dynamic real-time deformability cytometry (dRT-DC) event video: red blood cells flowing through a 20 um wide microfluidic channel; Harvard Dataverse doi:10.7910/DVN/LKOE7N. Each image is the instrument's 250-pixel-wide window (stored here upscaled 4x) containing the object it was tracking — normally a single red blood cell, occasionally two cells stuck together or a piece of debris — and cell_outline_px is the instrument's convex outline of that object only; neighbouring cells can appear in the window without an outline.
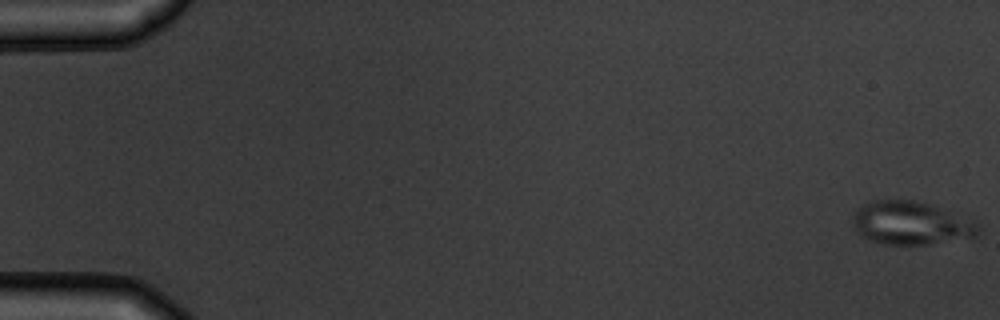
{"species": "common noctule bat (a hibernating species)", "species_latin": "Nyctalus noctula", "temperature_condition": "warm", "stored_images_in_passage": 7, "camera_frame_rate_fps": 3000, "um_per_image_px": 0.085, "animal": {"sex": "male", "body_mass_g": 19.5, "forearm_length_mm": 54.6}, "frame": {"image": 1, "passage_image": 1, "time_ms": 0.0, "image_size_px": [1000, 320], "cell_outline_px": [[980, 232], [976, 236], [928, 244], [884, 244], [868, 240], [856, 228], [852, 220], [852, 216], [864, 204], [872, 200], [912, 200], [928, 204], [972, 220], [980, 224]], "centroid_in_image_um": [77.44, 18.97], "position_along_channel_um": 7.6, "area_um2": 31.04}}